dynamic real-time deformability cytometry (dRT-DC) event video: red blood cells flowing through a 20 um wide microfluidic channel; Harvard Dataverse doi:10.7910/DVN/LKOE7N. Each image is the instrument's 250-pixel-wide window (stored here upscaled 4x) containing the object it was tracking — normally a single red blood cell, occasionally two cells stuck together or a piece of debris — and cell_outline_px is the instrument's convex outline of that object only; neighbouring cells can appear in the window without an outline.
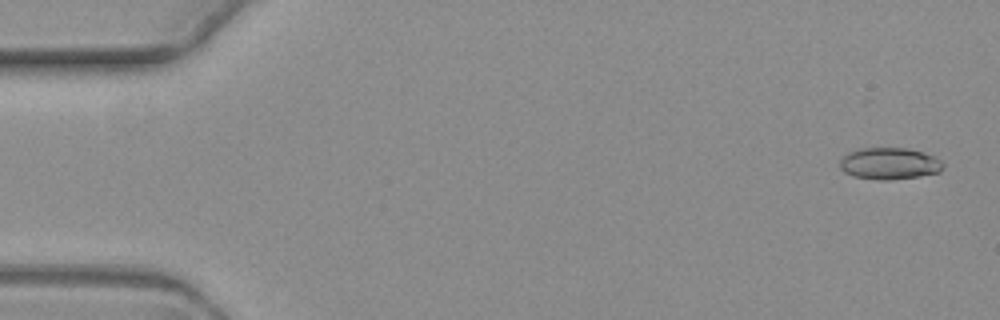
{"species": "common noctule bat (a hibernating species)", "species_latin": "Nyctalus noctula", "temperature_condition": "warm", "stored_images_in_passage": 5, "segment_of_instrument_passage": [1, 2], "camera_frame_rate_fps": 3000, "um_per_image_px": 0.085, "animal": {"sex": "female", "body_mass_g": 19.3, "forearm_length_mm": 54.1}, "frame": {"image": 1, "passage_image": 1, "time_ms": 0.0, "image_size_px": [1000, 320], "cell_outline_px": [[944, 168], [940, 172], [920, 176], [888, 180], [880, 180], [852, 176], [844, 172], [840, 168], [840, 160], [848, 152], [856, 148], [908, 148], [924, 152], [940, 160], [944, 164]], "centroid_in_image_um": [75.59, 13.9], "position_along_channel_um": 9.4, "area_um2": 19.25}}